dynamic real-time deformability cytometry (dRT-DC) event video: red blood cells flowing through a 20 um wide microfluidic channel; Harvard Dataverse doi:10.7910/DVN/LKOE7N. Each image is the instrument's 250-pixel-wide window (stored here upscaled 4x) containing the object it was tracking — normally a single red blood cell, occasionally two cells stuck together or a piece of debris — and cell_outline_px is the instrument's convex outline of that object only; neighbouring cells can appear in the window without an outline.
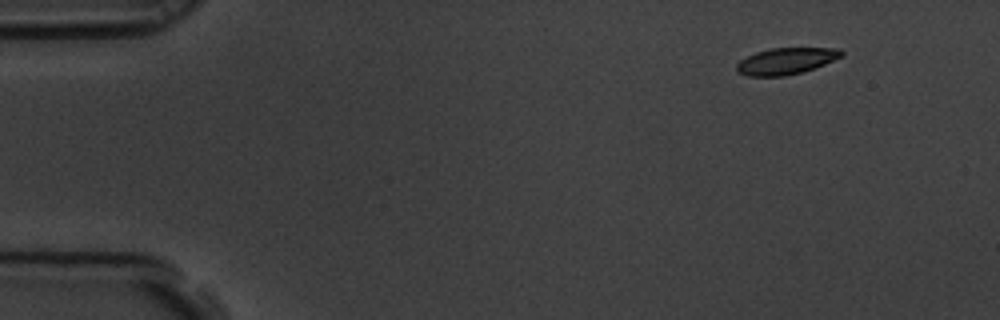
{"species": "common noctule bat (a hibernating species)", "species_latin": "Nyctalus noctula", "temperature_condition": "room temperature", "stored_images_in_passage": 54, "camera_frame_rate_fps": 3000, "um_per_image_px": 0.085, "animal": {"sex": "male", "body_mass_g": 19.5, "forearm_length_mm": 54.6}, "frame": {"image": 1, "passage_image": 1, "time_ms": 0.0, "image_size_px": [1000, 320], "cell_outline_px": [[844, 56], [804, 72], [784, 76], [748, 76], [740, 72], [736, 68], [736, 64], [740, 60], [756, 52], [772, 48], [840, 48], [844, 52]], "centroid_in_image_um": [66.85, 5.18], "position_along_channel_um": 18.1, "area_um2": 16.18}}
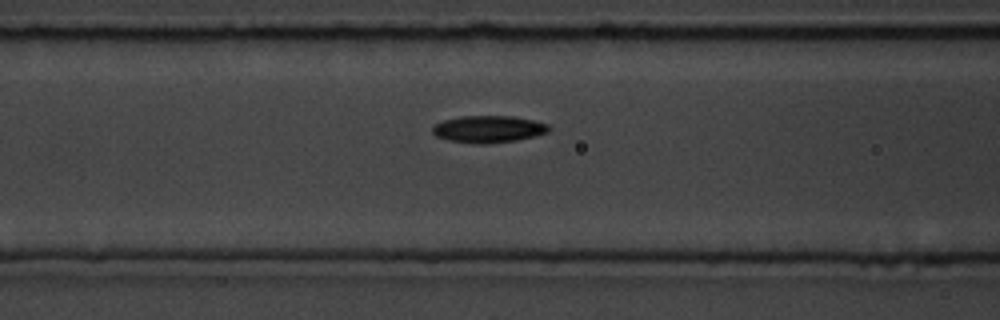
{"frame": {"image": 2, "passage_image": 19, "time_ms": 6.0, "image_size_px": [1000, 320], "cell_outline_px": [[552, 128], [548, 132], [516, 140], [480, 144], [448, 140], [436, 136], [432, 132], [432, 124], [444, 120], [460, 116], [512, 116], [532, 120], [548, 124]], "centroid_in_image_um": [41.48, 10.96], "position_along_channel_um": 125.1, "area_um2": 18.21}}
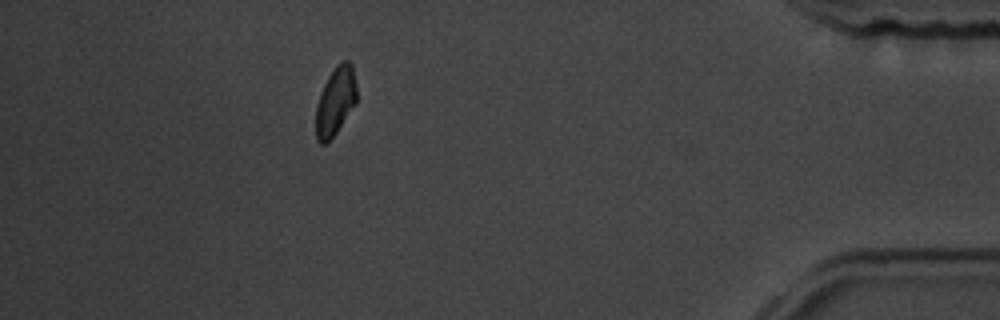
{"frame": {"image": 3, "passage_image": 48, "time_ms": 15.667, "image_size_px": [1000, 320], "cell_outline_px": [[356, 104], [336, 132], [324, 144], [320, 144], [316, 140], [316, 104], [320, 92], [328, 76], [336, 64], [344, 60], [348, 60], [352, 64], [356, 84]], "centroid_in_image_um": [28.51, 8.57], "position_along_channel_um": 406.7, "area_um2": 16.3}, "authors_computed_cell_mechanics": {"area_um2": 17.5134, "velocity_mm_per_s": 3.4379, "shape_relaxation_time_tau1_ms": 3.1301, "shape_relaxation_time_tau2_ms": null, "deformation_change_tau1": 0.1013, "deformation_change_tau2": null}}